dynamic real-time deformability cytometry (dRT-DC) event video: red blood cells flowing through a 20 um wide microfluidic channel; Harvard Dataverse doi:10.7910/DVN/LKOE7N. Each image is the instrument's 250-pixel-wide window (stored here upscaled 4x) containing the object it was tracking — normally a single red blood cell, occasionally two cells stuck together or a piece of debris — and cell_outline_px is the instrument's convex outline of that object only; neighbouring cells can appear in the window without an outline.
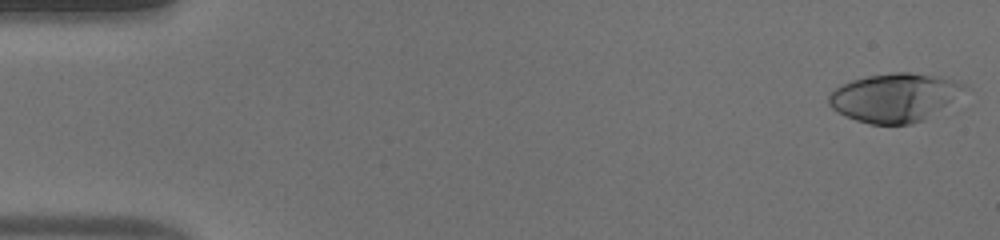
{"species": "human", "species_latin": "Homo sapiens", "temperature_condition": "warm", "stored_images_in_passage": 53, "camera_frame_rate_fps": 3000, "um_per_image_px": 0.085, "donor": {"sex": "male"}, "frame": {"image": 1, "passage_image": 1, "time_ms": 0.0, "image_size_px": [1000, 240], "cell_outline_px": [[964, 88], [924, 120], [912, 124], [872, 124], [856, 120], [836, 112], [828, 104], [828, 96], [836, 88], [852, 80], [868, 76], [892, 72], [912, 72], [940, 76], [956, 80], [964, 84]], "centroid_in_image_um": [75.95, 8.28], "position_along_channel_um": 9.1, "area_um2": 37.57}}
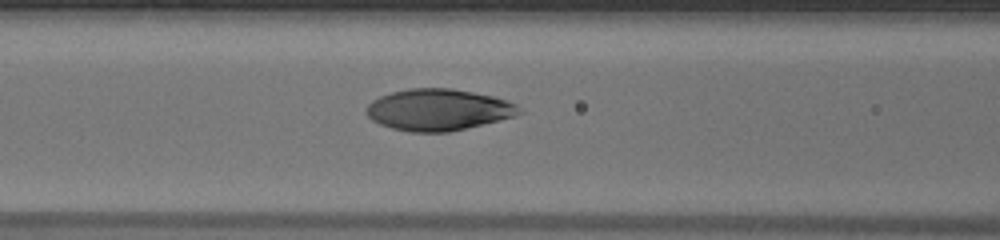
{"frame": {"image": 2, "passage_image": 22, "time_ms": 7.0, "image_size_px": [1000, 240], "cell_outline_px": [[524, 112], [516, 116], [500, 120], [448, 132], [408, 132], [392, 128], [380, 124], [372, 120], [364, 112], [364, 108], [372, 100], [380, 96], [392, 92], [408, 88], [452, 88], [492, 96], [516, 104]], "centroid_in_image_um": [37.23, 9.33], "position_along_channel_um": 129.4, "area_um2": 37.05}}
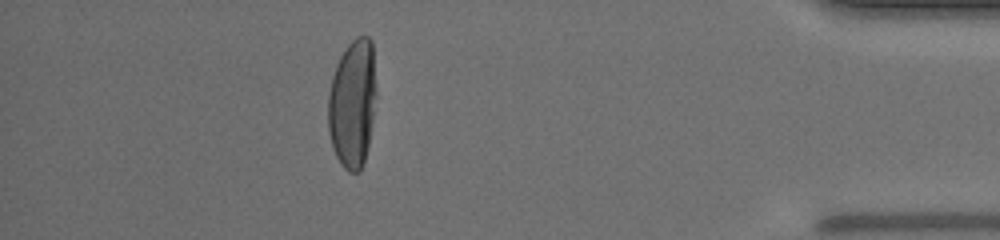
{"frame": {"image": 3, "passage_image": 47, "time_ms": 15.333, "image_size_px": [1000, 240], "cell_outline_px": [[376, 96], [368, 144], [364, 164], [360, 172], [348, 172], [340, 164], [332, 148], [328, 132], [328, 92], [332, 76], [336, 64], [340, 56], [348, 44], [356, 36], [368, 36], [372, 40], [376, 92]], "centroid_in_image_um": [29.95, 8.8], "position_along_channel_um": 405.3, "area_um2": 36.41}, "authors_computed_cell_mechanics": {"area_um2": 37.281, "velocity_mm_per_s": 3.8749, "shape_relaxation_time_tau1_ms": 6.169, "shape_relaxation_time_tau2_ms": null, "deformation_change_tau1": 0.2894, "deformation_change_tau2": null}}